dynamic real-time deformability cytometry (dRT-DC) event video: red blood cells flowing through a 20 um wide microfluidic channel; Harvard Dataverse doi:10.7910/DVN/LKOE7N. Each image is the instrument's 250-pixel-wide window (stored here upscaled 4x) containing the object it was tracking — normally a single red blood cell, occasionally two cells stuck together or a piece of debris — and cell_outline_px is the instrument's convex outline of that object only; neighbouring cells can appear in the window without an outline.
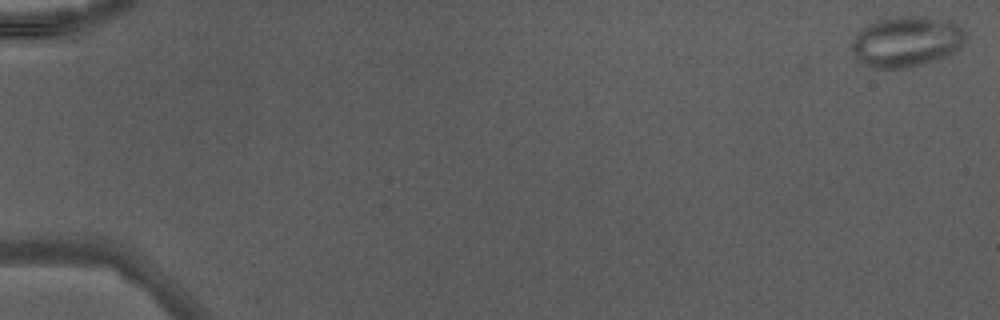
{"species": "Egyptian fruit bat (a non-hibernating species)", "species_latin": "Rousettus aegyptiacus", "temperature_condition": "warm", "stored_images_in_passage": 48, "camera_frame_rate_fps": 3000, "um_per_image_px": 0.085, "animal": {"sex": "male"}, "frame": {"image": 1, "passage_image": 1, "time_ms": 0.0, "image_size_px": [1000, 320], "cell_outline_px": [[968, 36], [964, 44], [956, 52], [948, 56], [936, 60], [904, 68], [872, 68], [860, 64], [852, 48], [852, 40], [856, 32], [860, 28], [876, 20], [904, 16], [924, 16], [956, 24]], "centroid_in_image_um": [77.03, 3.55], "position_along_channel_um": 8.0, "area_um2": 33.7}}
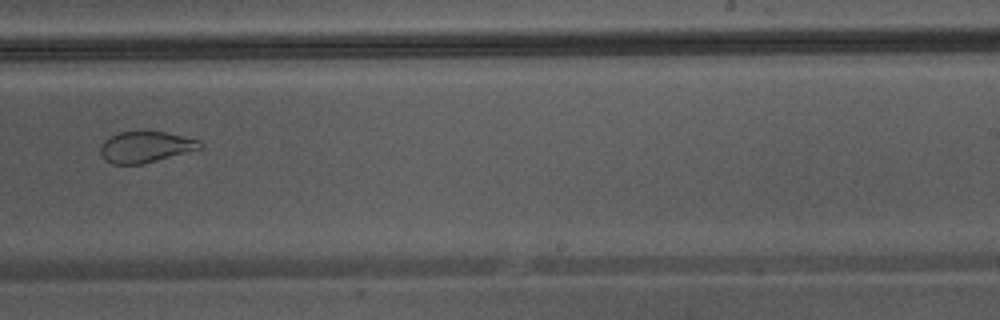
{"frame": {"image": 2, "passage_image": 32, "time_ms": 10.333, "image_size_px": [1000, 320], "cell_outline_px": [[204, 148], [140, 164], [112, 164], [104, 160], [100, 152], [100, 148], [104, 140], [120, 132], [164, 132], [200, 140], [204, 144]], "centroid_in_image_um": [12.39, 12.5], "position_along_channel_um": 276.6, "area_um2": 17.86}}
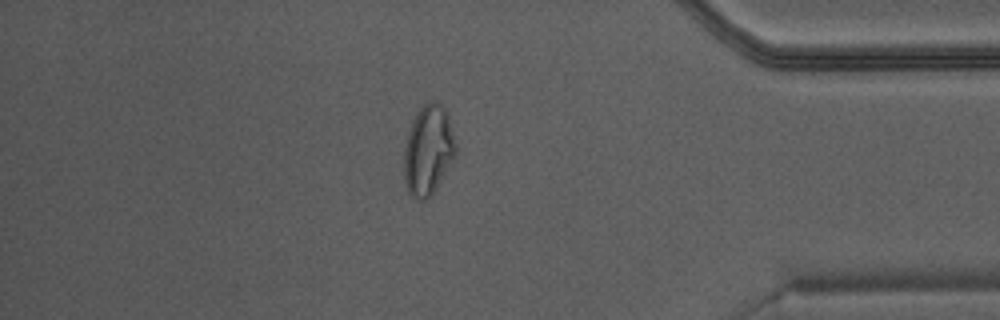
{"frame": {"image": 3, "passage_image": 42, "time_ms": 13.667, "image_size_px": [1000, 320], "cell_outline_px": [[456, 156], [432, 196], [424, 200], [420, 200], [412, 196], [408, 192], [404, 180], [404, 148], [408, 132], [412, 120], [420, 108], [424, 104], [432, 100], [436, 100], [444, 108], [448, 116], [456, 144]], "centroid_in_image_um": [36.4, 12.79], "position_along_channel_um": 398.8, "area_um2": 27.28}}